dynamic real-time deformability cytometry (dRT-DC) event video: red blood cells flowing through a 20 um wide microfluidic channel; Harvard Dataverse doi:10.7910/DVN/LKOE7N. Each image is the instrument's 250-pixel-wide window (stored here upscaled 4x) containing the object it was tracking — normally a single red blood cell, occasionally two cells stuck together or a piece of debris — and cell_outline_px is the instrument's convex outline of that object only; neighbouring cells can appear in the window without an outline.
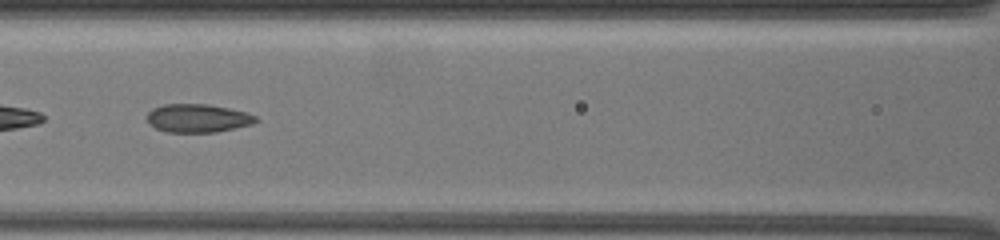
{"species": "common noctule bat (a hibernating species)", "species_latin": "Nyctalus noctula", "temperature_condition": "warm", "stored_images_in_passage": 32, "segment_of_instrument_passage": [2, 2], "camera_frame_rate_fps": 3000, "um_per_image_px": 0.085, "animal": {"sex": "female", "body_mass_g": 19.5, "forearm_length_mm": 54.1}, "frame": {"image": 1, "passage_image": 17, "time_ms": 10.667, "image_size_px": [1000, 240], "cell_outline_px": [[260, 120], [252, 124], [216, 132], [168, 132], [156, 128], [148, 124], [148, 112], [152, 108], [164, 104], [208, 104], [228, 108], [244, 112], [256, 116]], "centroid_in_image_um": [16.8, 10.04], "position_along_channel_um": 149.8, "area_um2": 17.92}}
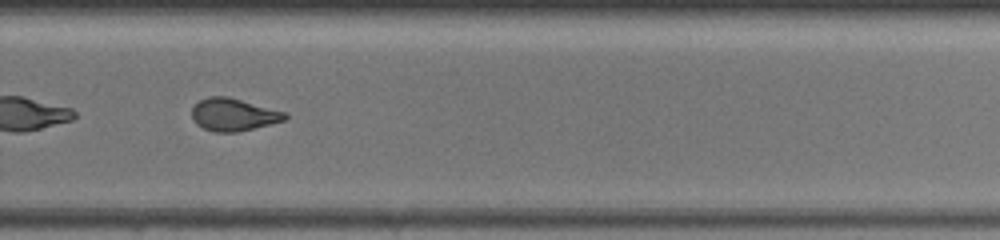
{"frame": {"image": 2, "passage_image": 24, "time_ms": 15.333, "image_size_px": [1000, 240], "cell_outline_px": [[288, 116], [284, 120], [240, 132], [216, 132], [204, 128], [196, 124], [192, 120], [192, 108], [200, 100], [208, 96], [228, 96], [288, 112]], "centroid_in_image_um": [19.86, 9.73], "position_along_channel_um": 309.9, "area_um2": 17.8}}
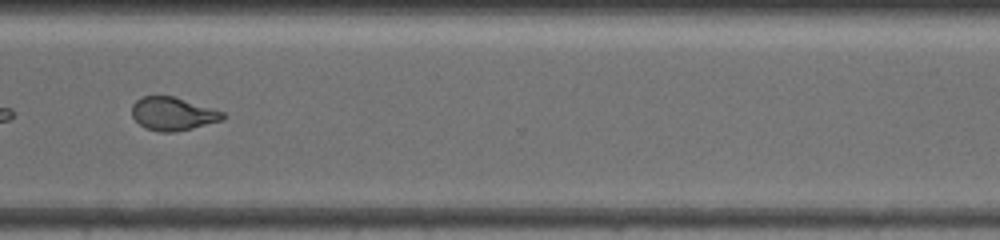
{"frame": {"image": 3, "passage_image": 26, "time_ms": 16.667, "image_size_px": [1000, 240], "cell_outline_px": [[224, 120], [176, 132], [160, 132], [144, 128], [132, 116], [132, 104], [136, 100], [144, 96], [172, 96], [224, 112]], "centroid_in_image_um": [14.67, 9.68], "position_along_channel_um": 355.9, "area_um2": 17.46}}